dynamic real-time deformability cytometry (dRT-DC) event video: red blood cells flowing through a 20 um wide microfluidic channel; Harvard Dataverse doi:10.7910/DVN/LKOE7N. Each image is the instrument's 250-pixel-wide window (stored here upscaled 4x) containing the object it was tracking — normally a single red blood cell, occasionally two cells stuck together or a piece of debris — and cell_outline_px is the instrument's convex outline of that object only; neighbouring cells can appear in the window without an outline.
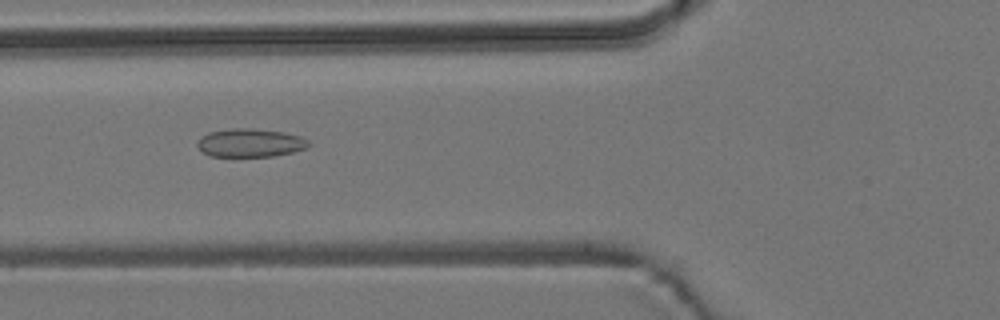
{"species": "common noctule bat (a hibernating species)", "species_latin": "Nyctalus noctula", "temperature_condition": "room temperature", "stored_images_in_passage": 6, "camera_frame_rate_fps": 3000, "um_per_image_px": 0.085, "animal": {"sex": "male", "body_mass_g": 19.2, "forearm_length_mm": 51.8}, "frame": {"image": 1, "passage_image": 6, "time_ms": 5.667, "image_size_px": [1000, 320], "cell_outline_px": [[312, 144], [308, 148], [292, 152], [272, 156], [212, 156], [204, 152], [196, 144], [208, 132], [232, 128], [252, 128], [284, 132], [300, 136], [308, 140]], "centroid_in_image_um": [21.33, 12.13], "position_along_channel_um": 104.5, "area_um2": 18.26}}